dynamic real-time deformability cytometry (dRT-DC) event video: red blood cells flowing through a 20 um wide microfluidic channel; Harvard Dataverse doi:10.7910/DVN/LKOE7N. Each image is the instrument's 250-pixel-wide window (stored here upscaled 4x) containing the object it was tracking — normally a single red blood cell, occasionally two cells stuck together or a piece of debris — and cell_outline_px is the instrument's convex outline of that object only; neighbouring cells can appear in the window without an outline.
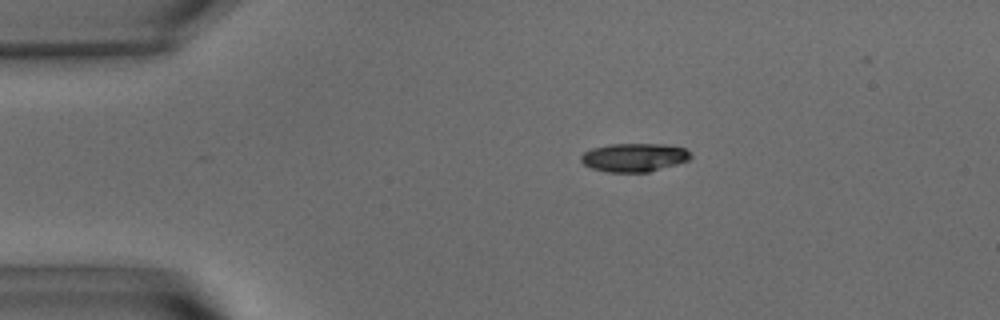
{"species": "common noctule bat (a hibernating species)", "species_latin": "Nyctalus noctula", "temperature_condition": "warm", "stored_images_in_passage": 40, "camera_frame_rate_fps": 3000, "um_per_image_px": 0.085, "animal": {"sex": "male", "body_mass_g": 15.6}, "frame": {"image": 1, "passage_image": 1, "time_ms": 0.0, "image_size_px": [1000, 320], "cell_outline_px": [[692, 156], [688, 160], [676, 164], [648, 172], [608, 172], [592, 168], [584, 164], [580, 160], [580, 156], [584, 152], [592, 148], [608, 144], [664, 144], [684, 148]], "centroid_in_image_um": [53.87, 13.38], "position_along_channel_um": 31.1, "area_um2": 18.09}}
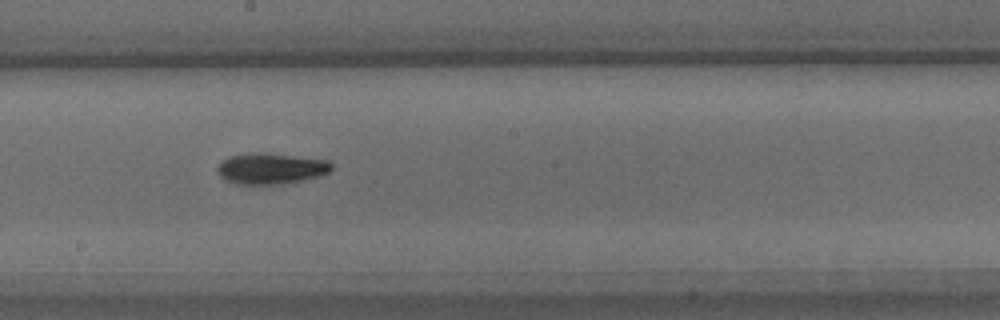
{"frame": {"image": 2, "passage_image": 21, "time_ms": 6.667, "image_size_px": [1000, 320], "cell_outline_px": [[332, 168], [328, 172], [320, 176], [304, 180], [280, 184], [236, 184], [224, 180], [220, 176], [216, 168], [228, 156], [252, 152], [264, 152], [328, 160], [332, 164]], "centroid_in_image_um": [23.01, 14.32], "position_along_channel_um": 225.2, "area_um2": 20.75}}
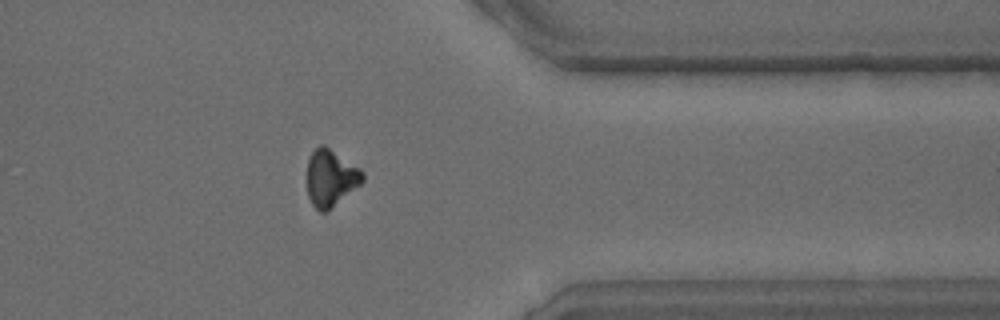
{"frame": {"image": 3, "passage_image": 35, "time_ms": 11.333, "image_size_px": [1000, 320], "cell_outline_px": [[364, 180], [360, 184], [324, 212], [320, 212], [312, 204], [308, 196], [308, 156], [320, 144], [324, 144], [360, 168], [364, 172]], "centroid_in_image_um": [28.1, 15.08], "position_along_channel_um": 383.3, "area_um2": 18.03}}